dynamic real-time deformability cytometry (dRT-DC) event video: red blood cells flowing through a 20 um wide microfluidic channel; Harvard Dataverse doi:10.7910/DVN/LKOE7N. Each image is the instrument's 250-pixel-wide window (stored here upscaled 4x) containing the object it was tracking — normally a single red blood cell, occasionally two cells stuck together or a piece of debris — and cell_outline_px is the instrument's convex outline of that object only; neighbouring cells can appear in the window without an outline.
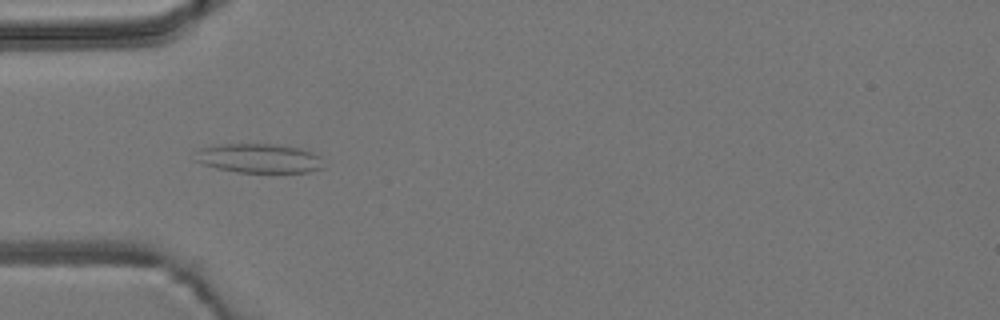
{"species": "common noctule bat (a hibernating species)", "species_latin": "Nyctalus noctula", "temperature_condition": "room temperature", "stored_images_in_passage": 5, "camera_frame_rate_fps": 3000, "um_per_image_px": 0.085, "animal": {"sex": "male", "body_mass_g": 19.2, "forearm_length_mm": 51.8}, "frame": {"image": 1, "passage_image": 4, "time_ms": 4.333, "image_size_px": [1000, 320], "cell_outline_px": [[324, 168], [308, 172], [236, 172], [216, 168], [204, 164], [196, 160], [196, 152], [200, 148], [220, 144], [276, 144], [300, 148], [312, 152], [320, 156]], "centroid_in_image_um": [22.04, 13.45], "position_along_channel_um": 63.0, "area_um2": 21.85}}
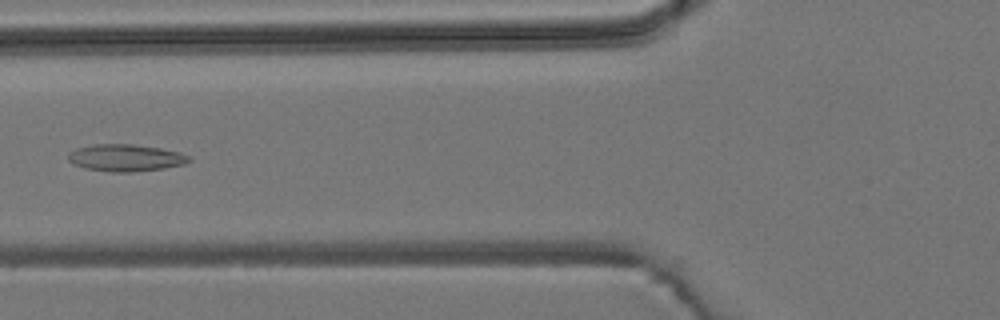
{"frame": {"image": 2, "passage_image": 5, "time_ms": 5.667, "image_size_px": [1000, 320], "cell_outline_px": [[192, 160], [184, 164], [164, 168], [132, 172], [112, 172], [84, 168], [72, 164], [68, 160], [68, 152], [76, 148], [92, 144], [132, 144], [160, 148], [180, 152], [188, 156]], "centroid_in_image_um": [10.64, 13.41], "position_along_channel_um": 115.2, "area_um2": 19.13}}